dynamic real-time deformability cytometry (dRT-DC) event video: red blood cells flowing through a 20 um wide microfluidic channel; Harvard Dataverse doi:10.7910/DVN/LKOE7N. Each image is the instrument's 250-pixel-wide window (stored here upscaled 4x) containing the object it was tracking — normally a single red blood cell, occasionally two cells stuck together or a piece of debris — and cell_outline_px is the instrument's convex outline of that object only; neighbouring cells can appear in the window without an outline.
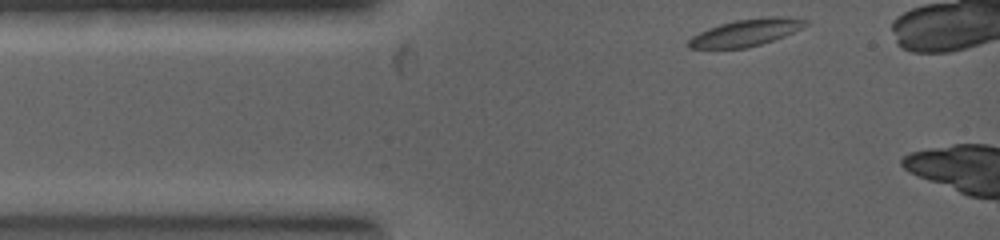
{"species": "common noctule bat (a hibernating species)", "species_latin": "Nyctalus noctula", "temperature_condition": "warm", "stored_images_in_passage": 3, "camera_frame_rate_fps": 5000, "um_per_image_px": 0.085, "animal": {"sex": "female", "body_mass_g": 19.0, "forearm_length_mm": 53.3}, "frame": {"image": 1, "passage_image": 1, "time_ms": 0.0, "image_size_px": [1000, 240], "cell_outline_px": [[808, 24], [784, 36], [748, 48], [688, 48], [688, 40], [692, 36], [708, 28], [720, 24], [736, 20], [772, 16], [780, 16], [808, 20]], "centroid_in_image_um": [63.39, 2.77], "position_along_channel_um": 21.6, "area_um2": 18.09}}